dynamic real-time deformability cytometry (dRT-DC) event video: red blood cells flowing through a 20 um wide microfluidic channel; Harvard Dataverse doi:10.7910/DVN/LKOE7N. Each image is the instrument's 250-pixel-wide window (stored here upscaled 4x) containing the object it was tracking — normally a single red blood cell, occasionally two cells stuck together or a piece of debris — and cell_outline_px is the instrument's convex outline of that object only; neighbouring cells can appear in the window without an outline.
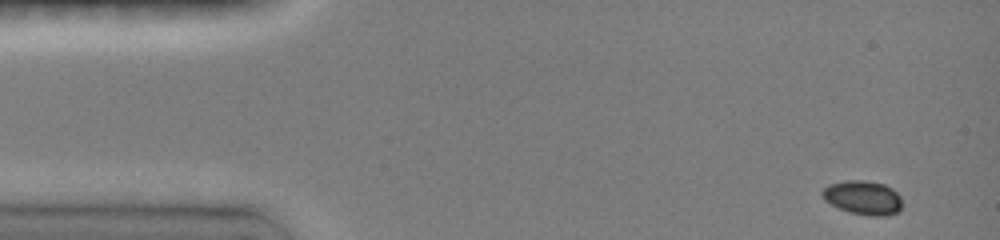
{"species": "common noctule bat (a hibernating species)", "species_latin": "Nyctalus noctula", "temperature_condition": "room temperature", "stored_images_in_passage": 11, "camera_frame_rate_fps": 3000, "um_per_image_px": 0.085, "animal": {"sex": "female", "body_mass_g": 19.0, "forearm_length_mm": 51.5}, "frame": {"image": 1, "passage_image": 1, "time_ms": 0.0, "image_size_px": [1000, 240], "cell_outline_px": [[900, 212], [884, 216], [868, 216], [848, 212], [824, 200], [820, 192], [828, 184], [848, 180], [864, 180], [884, 184], [892, 188], [900, 196]], "centroid_in_image_um": [73.34, 16.8], "position_along_channel_um": 11.7, "area_um2": 15.9}}
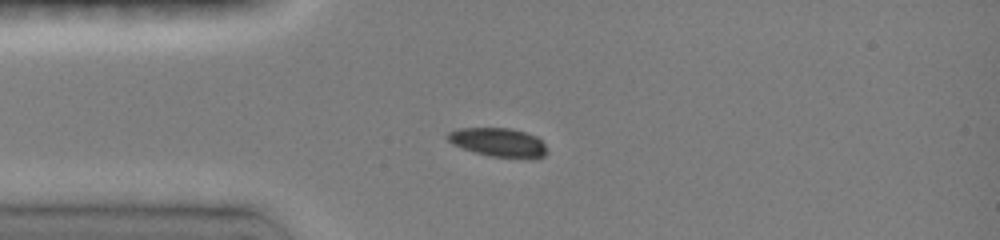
{"frame": {"image": 2, "passage_image": 7, "time_ms": 3.0, "image_size_px": [1000, 240], "cell_outline_px": [[548, 152], [544, 156], [536, 160], [528, 160], [488, 156], [452, 144], [448, 140], [448, 132], [456, 128], [508, 128], [524, 132], [536, 136], [544, 144]], "centroid_in_image_um": [42.42, 12.13], "position_along_channel_um": 42.6, "area_um2": 16.99}}
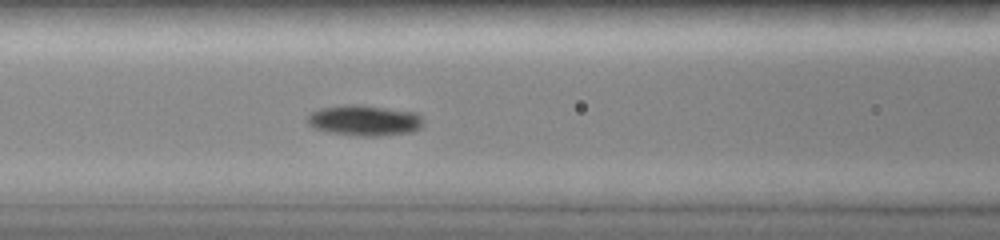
{"frame": {"image": 3, "passage_image": 11, "time_ms": 5.667, "image_size_px": [1000, 240], "cell_outline_px": [[420, 128], [412, 132], [376, 136], [348, 136], [328, 132], [312, 128], [308, 124], [308, 116], [312, 112], [320, 108], [348, 104], [360, 104], [416, 112], [420, 116]], "centroid_in_image_um": [30.92, 10.24], "position_along_channel_um": 135.7, "area_um2": 20.81}}